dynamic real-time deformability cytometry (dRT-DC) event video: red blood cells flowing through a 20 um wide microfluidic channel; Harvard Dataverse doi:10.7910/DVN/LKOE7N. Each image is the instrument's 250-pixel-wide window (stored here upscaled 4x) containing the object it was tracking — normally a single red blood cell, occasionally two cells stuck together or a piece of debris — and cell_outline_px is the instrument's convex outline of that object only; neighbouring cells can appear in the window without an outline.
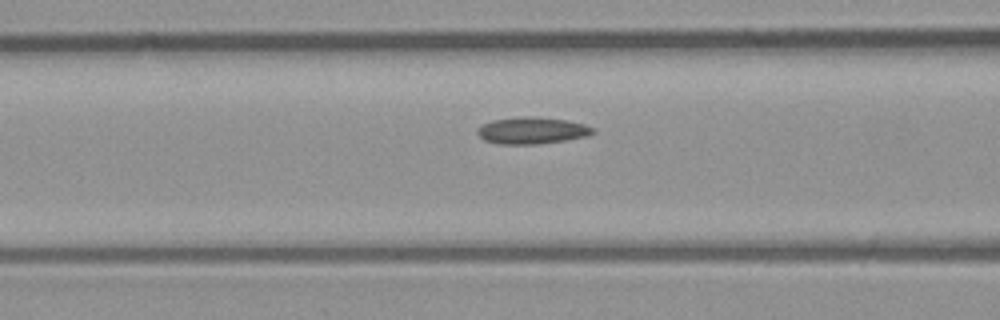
{"species": "common noctule bat (a hibernating species)", "species_latin": "Nyctalus noctula", "temperature_condition": "room temperature", "stored_images_in_passage": 7, "segment_of_instrument_passage": [2, 2], "camera_frame_rate_fps": 3000, "um_per_image_px": 0.085, "animal": {"sex": "male", "body_mass_g": 23.1, "forearm_length_mm": 52.7}, "frame": {"image": 1, "passage_image": 7, "time_ms": 2.0, "image_size_px": [1000, 320], "cell_outline_px": [[596, 132], [588, 136], [564, 140], [536, 144], [496, 144], [484, 140], [476, 132], [476, 128], [492, 120], [520, 116], [536, 116], [568, 120], [584, 124], [592, 128]], "centroid_in_image_um": [45.2, 11.08], "position_along_channel_um": 121.4, "area_um2": 18.15}}